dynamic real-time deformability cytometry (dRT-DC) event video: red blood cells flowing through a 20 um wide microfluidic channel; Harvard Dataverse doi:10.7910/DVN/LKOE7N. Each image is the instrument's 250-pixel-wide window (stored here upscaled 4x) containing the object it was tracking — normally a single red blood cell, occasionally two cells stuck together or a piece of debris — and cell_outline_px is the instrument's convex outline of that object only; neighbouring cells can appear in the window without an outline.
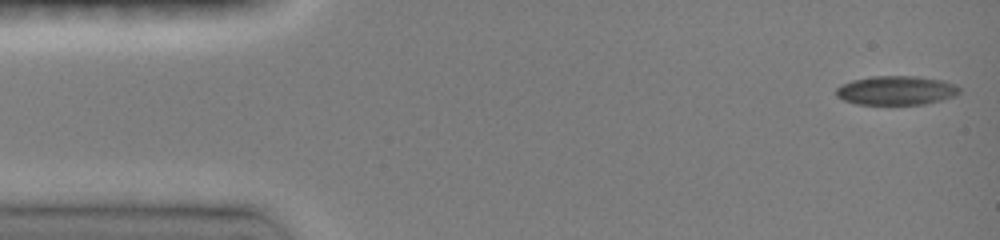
{"species": "common noctule bat (a hibernating species)", "species_latin": "Nyctalus noctula", "temperature_condition": "room temperature", "stored_images_in_passage": 46, "camera_frame_rate_fps": 3000, "um_per_image_px": 0.085, "animal": {"sex": "female", "body_mass_g": 19.0, "forearm_length_mm": 51.5}, "frame": {"image": 1, "passage_image": 1, "time_ms": 0.0, "image_size_px": [1000, 240], "cell_outline_px": [[960, 92], [952, 96], [940, 100], [924, 104], [856, 104], [844, 100], [836, 96], [836, 88], [840, 84], [852, 80], [872, 76], [920, 76], [940, 80], [956, 84], [960, 88]], "centroid_in_image_um": [76.15, 7.67], "position_along_channel_um": 8.9, "area_um2": 20.87}}
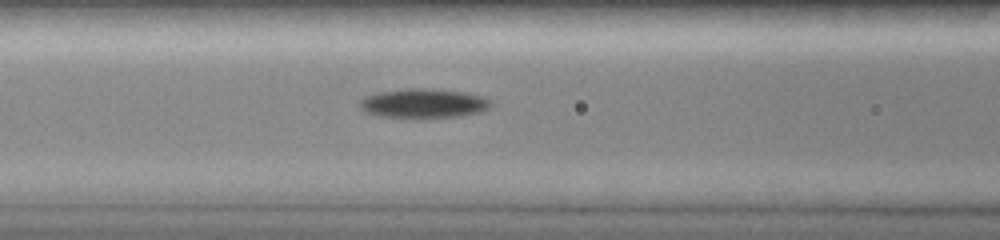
{"frame": {"image": 2, "passage_image": 18, "time_ms": 5.667, "image_size_px": [1000, 240], "cell_outline_px": [[492, 104], [488, 108], [480, 112], [460, 116], [416, 120], [412, 120], [376, 116], [364, 112], [360, 108], [360, 100], [364, 96], [380, 92], [404, 88], [424, 88], [464, 92], [484, 96]], "centroid_in_image_um": [35.94, 8.82], "position_along_channel_um": 130.7, "area_um2": 23.24}}
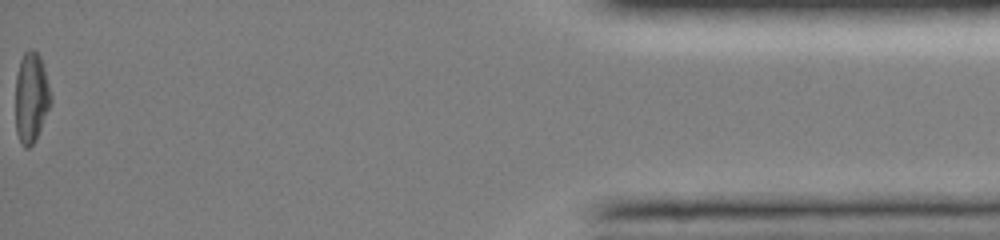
{"frame": {"image": 3, "passage_image": 46, "time_ms": 15.0, "image_size_px": [1000, 240], "cell_outline_px": [[52, 100], [36, 140], [28, 148], [24, 148], [20, 144], [16, 132], [16, 76], [20, 60], [24, 52], [28, 48], [32, 48], [40, 56], [44, 68], [52, 96]], "centroid_in_image_um": [2.65, 8.29], "position_along_channel_um": 432.5, "area_um2": 18.73}, "authors_computed_cell_mechanics": {"area_um2": 20.8947, "velocity_mm_per_s": 4.1296, "shape_relaxation_time_tau1_ms": 1.8825, "shape_relaxation_time_tau2_ms": null, "deformation_change_tau1": 0.1172, "deformation_change_tau2": null}}